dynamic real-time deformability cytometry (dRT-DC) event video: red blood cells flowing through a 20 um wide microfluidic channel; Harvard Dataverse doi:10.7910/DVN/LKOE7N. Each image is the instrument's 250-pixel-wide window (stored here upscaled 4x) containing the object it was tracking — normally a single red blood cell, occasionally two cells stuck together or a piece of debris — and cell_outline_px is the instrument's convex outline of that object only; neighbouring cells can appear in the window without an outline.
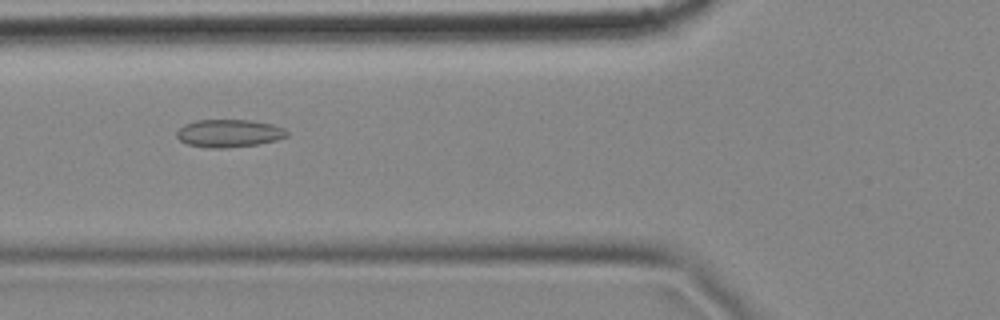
{"species": "common noctule bat (a hibernating species)", "species_latin": "Nyctalus noctula", "temperature_condition": "cold", "stored_images_in_passage": 6, "camera_frame_rate_fps": 3000, "um_per_image_px": 0.085, "animal": {"sex": "female", "body_mass_g": 18.4}, "frame": {"image": 1, "passage_image": 6, "time_ms": 1.667, "image_size_px": [1000, 320], "cell_outline_px": [[288, 136], [276, 140], [256, 144], [224, 148], [212, 148], [188, 144], [180, 140], [176, 136], [176, 132], [184, 124], [196, 120], [248, 120], [272, 124], [284, 128], [288, 132]], "centroid_in_image_um": [19.46, 11.32], "position_along_channel_um": 106.3, "area_um2": 17.69}}